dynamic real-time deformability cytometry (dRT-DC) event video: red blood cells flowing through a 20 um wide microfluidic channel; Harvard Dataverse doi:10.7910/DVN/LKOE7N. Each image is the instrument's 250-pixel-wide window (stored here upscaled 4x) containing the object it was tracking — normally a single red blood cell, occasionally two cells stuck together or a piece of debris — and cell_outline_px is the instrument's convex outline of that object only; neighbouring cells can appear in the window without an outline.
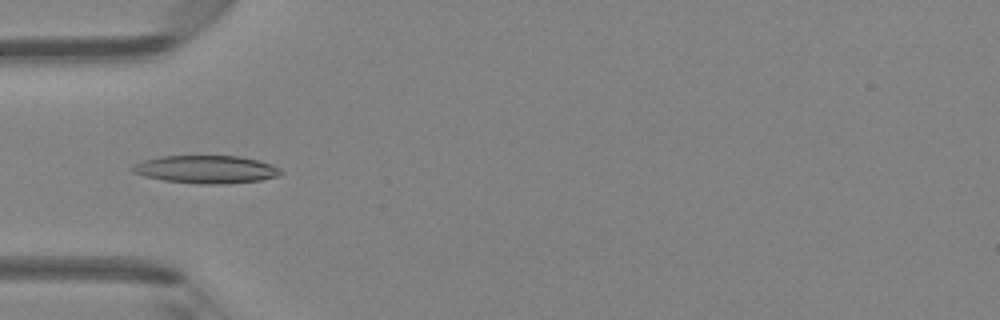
{"species": "Egyptian fruit bat (a non-hibernating species)", "species_latin": "Rousettus aegyptiacus", "temperature_condition": "room temperature", "stored_images_in_passage": 35, "camera_frame_rate_fps": 3000, "um_per_image_px": 0.085, "animal": {"sex": "female"}, "frame": {"image": 1, "passage_image": 3, "time_ms": 0.667, "image_size_px": [1000, 320], "cell_outline_px": [[284, 172], [280, 176], [260, 180], [220, 184], [196, 184], [164, 180], [144, 176], [132, 172], [128, 168], [132, 164], [156, 156], [240, 156], [272, 164], [280, 168]], "centroid_in_image_um": [17.49, 14.39], "position_along_channel_um": 67.5, "area_um2": 24.33}}
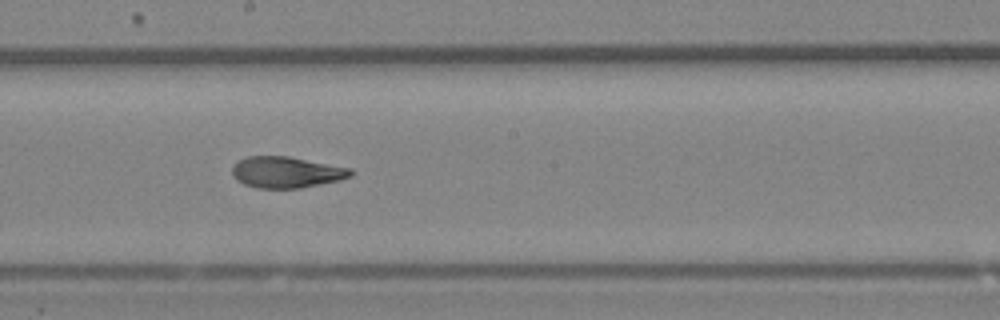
{"frame": {"image": 2, "passage_image": 14, "time_ms": 4.333, "image_size_px": [1000, 320], "cell_outline_px": [[352, 176], [340, 180], [300, 188], [256, 188], [244, 184], [236, 180], [232, 176], [232, 168], [240, 160], [248, 156], [288, 156], [352, 168]], "centroid_in_image_um": [24.35, 14.64], "position_along_channel_um": 223.9, "area_um2": 21.56}}
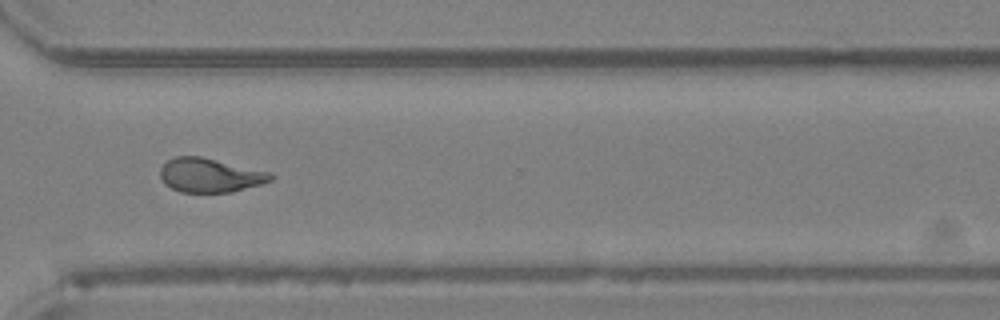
{"frame": {"image": 3, "passage_image": 23, "time_ms": 7.333, "image_size_px": [1000, 320], "cell_outline_px": [[276, 176], [272, 180], [260, 184], [232, 192], [180, 192], [164, 184], [160, 176], [160, 168], [168, 160], [176, 156], [200, 156], [272, 172]], "centroid_in_image_um": [17.86, 14.89], "position_along_channel_um": 352.7, "area_um2": 22.02}, "authors_computed_cell_mechanics": {"area_um2": 21.675, "velocity_mm_per_s": 4.2972, "shape_relaxation_time_tau1_ms": 9.219, "shape_relaxation_time_tau2_ms": 1.9935, "deformation_change_tau1": 0.2624, "deformation_change_tau2": 0.0891}}